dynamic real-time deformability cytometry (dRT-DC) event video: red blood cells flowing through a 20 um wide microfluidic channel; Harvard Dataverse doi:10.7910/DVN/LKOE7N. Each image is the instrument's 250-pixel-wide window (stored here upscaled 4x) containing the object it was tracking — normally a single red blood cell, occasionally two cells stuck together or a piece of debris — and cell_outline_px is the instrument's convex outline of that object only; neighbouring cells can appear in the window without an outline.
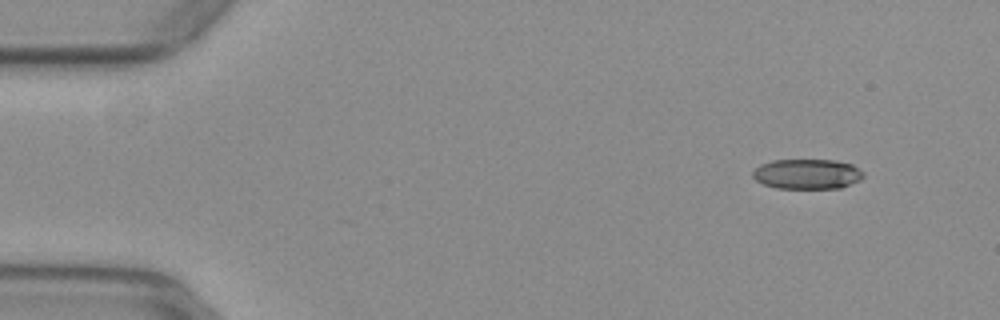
{"species": "common noctule bat (a hibernating species)", "species_latin": "Nyctalus noctula", "temperature_condition": "warm", "stored_images_in_passage": 10, "camera_frame_rate_fps": 3000, "um_per_image_px": 0.085, "animal": {"sex": "female", "body_mass_g": 29.2, "forearm_length_mm": 56.3}, "frame": {"image": 1, "passage_image": 1, "time_ms": 0.0, "image_size_px": [1000, 320], "cell_outline_px": [[864, 176], [860, 180], [840, 188], [776, 188], [764, 184], [756, 180], [752, 176], [752, 172], [760, 164], [772, 160], [836, 160], [852, 164], [864, 172]], "centroid_in_image_um": [68.62, 14.78], "position_along_channel_um": 16.4, "area_um2": 19.42}}